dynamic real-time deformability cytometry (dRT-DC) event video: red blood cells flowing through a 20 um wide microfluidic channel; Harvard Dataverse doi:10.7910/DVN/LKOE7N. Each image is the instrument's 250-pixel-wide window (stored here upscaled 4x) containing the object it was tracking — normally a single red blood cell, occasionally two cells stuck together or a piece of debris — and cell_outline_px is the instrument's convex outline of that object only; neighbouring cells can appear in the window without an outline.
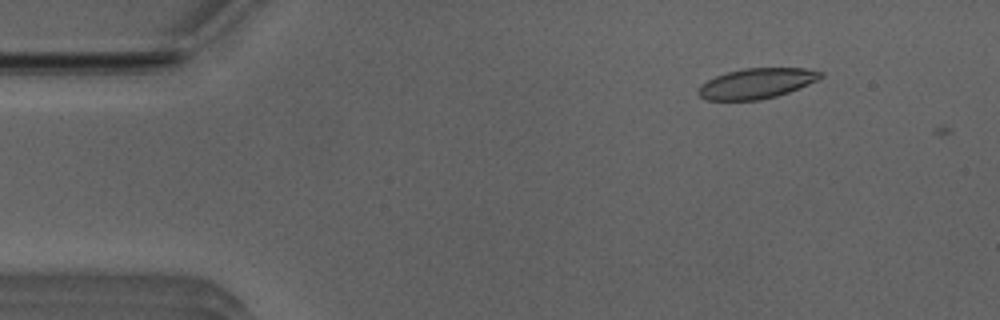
{"species": "Egyptian fruit bat (a non-hibernating species)", "species_latin": "Rousettus aegyptiacus", "temperature_condition": "room temperature", "stored_images_in_passage": 2, "camera_frame_rate_fps": 3000, "um_per_image_px": 0.085, "animal": {"sex": "male"}, "frame": {"image": 1, "passage_image": 1, "time_ms": 0.0, "image_size_px": [1000, 320], "cell_outline_px": [[824, 76], [808, 84], [788, 92], [776, 96], [760, 100], [708, 100], [700, 96], [696, 92], [700, 84], [716, 76], [728, 72], [744, 68], [804, 68], [824, 72]], "centroid_in_image_um": [64.3, 7.09], "position_along_channel_um": 20.7, "area_um2": 21.5}}